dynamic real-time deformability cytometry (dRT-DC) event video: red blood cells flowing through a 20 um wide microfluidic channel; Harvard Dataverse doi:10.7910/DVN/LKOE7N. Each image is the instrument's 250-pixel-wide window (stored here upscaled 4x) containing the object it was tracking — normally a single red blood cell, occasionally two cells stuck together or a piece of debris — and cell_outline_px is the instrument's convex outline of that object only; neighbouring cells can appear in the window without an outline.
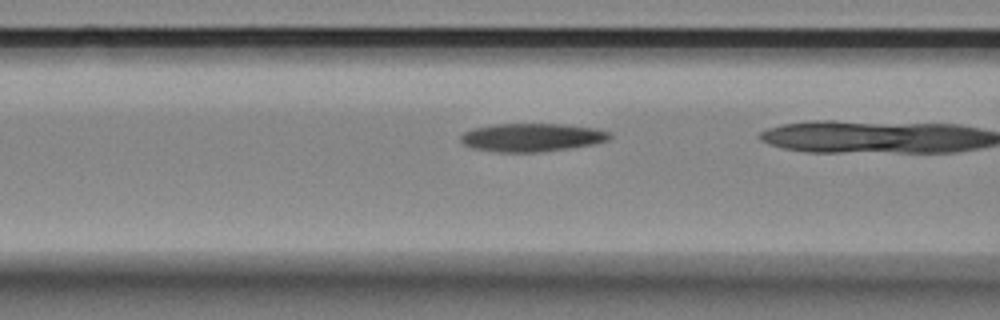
{"species": "Egyptian fruit bat (a non-hibernating species)", "species_latin": "Rousettus aegyptiacus", "temperature_condition": "room temperature", "stored_images_in_passage": 35, "camera_frame_rate_fps": 3000, "um_per_image_px": 0.085, "animal": {"sex": "female"}, "frame": {"image": 1, "passage_image": 14, "time_ms": 4.333, "image_size_px": [1000, 320], "cell_outline_px": [[612, 136], [608, 140], [592, 144], [568, 148], [540, 152], [496, 152], [472, 148], [464, 144], [460, 140], [460, 136], [464, 132], [472, 128], [496, 124], [564, 124], [592, 128], [608, 132]], "centroid_in_image_um": [45.15, 11.68], "position_along_channel_um": 121.4, "area_um2": 24.39}}
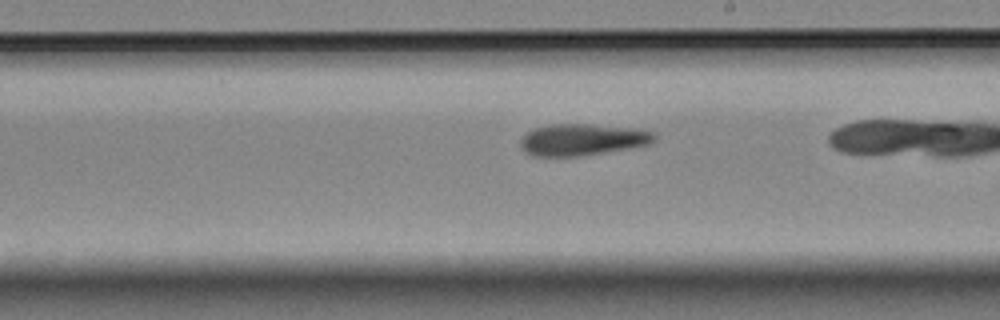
{"frame": {"image": 2, "passage_image": 24, "time_ms": 7.667, "image_size_px": [1000, 320], "cell_outline_px": [[656, 140], [648, 144], [576, 156], [532, 156], [524, 152], [520, 144], [520, 140], [532, 128], [552, 124], [592, 124], [640, 128], [652, 132], [656, 136]], "centroid_in_image_um": [49.47, 11.85], "position_along_channel_um": 239.5, "area_um2": 24.51}}
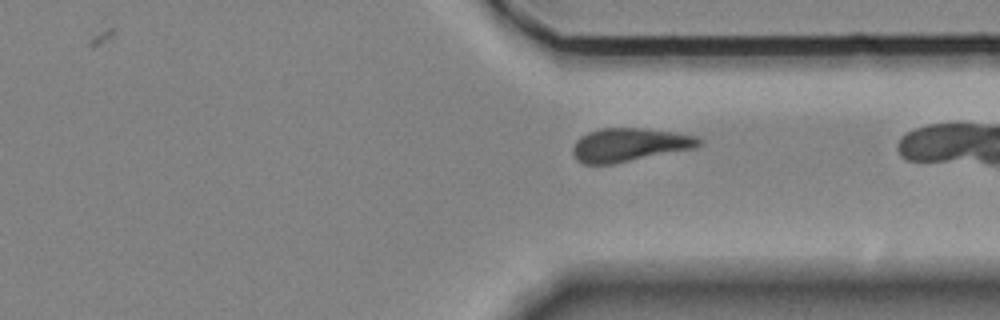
{"frame": {"image": 3, "passage_image": 34, "time_ms": 11.0, "image_size_px": [1000, 320], "cell_outline_px": [[700, 144], [696, 148], [612, 164], [584, 164], [576, 160], [572, 152], [572, 148], [576, 140], [580, 136], [588, 132], [600, 128], [648, 128], [696, 136], [700, 140]], "centroid_in_image_um": [53.46, 12.31], "position_along_channel_um": 357.9, "area_um2": 24.62}}